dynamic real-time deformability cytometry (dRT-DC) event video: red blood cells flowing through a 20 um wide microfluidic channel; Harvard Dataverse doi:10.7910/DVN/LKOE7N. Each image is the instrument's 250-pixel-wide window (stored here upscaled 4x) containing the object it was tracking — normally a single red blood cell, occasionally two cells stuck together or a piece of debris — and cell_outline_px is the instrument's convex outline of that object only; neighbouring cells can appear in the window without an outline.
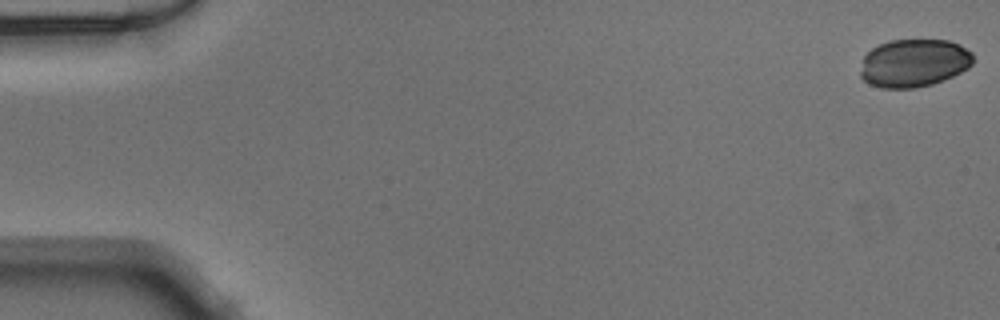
{"species": "Egyptian fruit bat (a non-hibernating species)", "species_latin": "Rousettus aegyptiacus", "temperature_condition": "warm", "stored_images_in_passage": 50, "camera_frame_rate_fps": 3000, "um_per_image_px": 0.085, "animal": {"sex": "male"}, "frame": {"image": 1, "passage_image": 1, "time_ms": 0.0, "image_size_px": [1000, 320], "cell_outline_px": [[972, 64], [968, 68], [944, 80], [932, 84], [916, 88], [880, 88], [868, 84], [860, 76], [860, 72], [864, 56], [872, 48], [888, 40], [948, 40], [960, 44], [972, 52]], "centroid_in_image_um": [77.67, 5.36], "position_along_channel_um": 7.3, "area_um2": 31.67}}
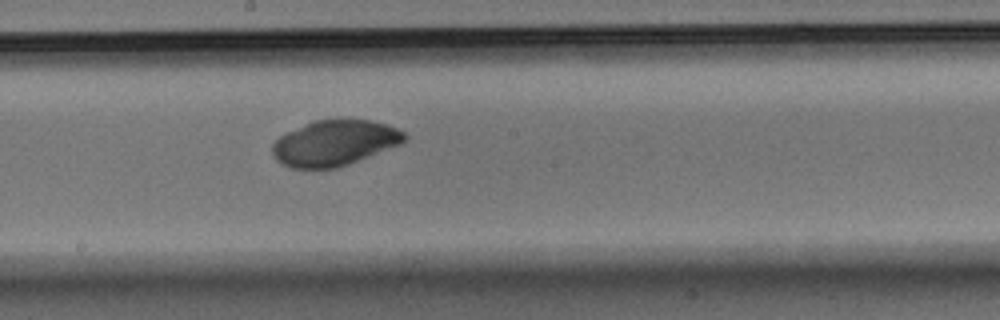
{"frame": {"image": 2, "passage_image": 28, "time_ms": 9.0, "image_size_px": [1000, 320], "cell_outline_px": [[408, 136], [400, 144], [348, 164], [336, 168], [292, 168], [276, 160], [272, 156], [272, 144], [280, 136], [288, 132], [316, 120], [336, 116], [372, 120], [388, 124], [404, 132]], "centroid_in_image_um": [28.45, 12.11], "position_along_channel_um": 219.7, "area_um2": 35.43}}
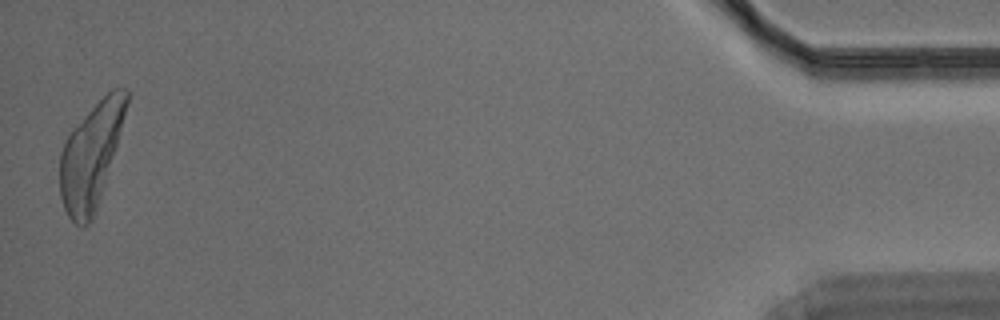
{"frame": {"image": 3, "passage_image": 50, "time_ms": 16.333, "image_size_px": [1000, 320], "cell_outline_px": [[128, 100], [116, 148], [92, 220], [84, 228], [80, 228], [68, 216], [64, 208], [60, 196], [60, 152], [64, 140], [72, 128], [112, 88], [128, 88]], "centroid_in_image_um": [7.7, 13.25], "position_along_channel_um": 427.5, "area_um2": 40.06}}